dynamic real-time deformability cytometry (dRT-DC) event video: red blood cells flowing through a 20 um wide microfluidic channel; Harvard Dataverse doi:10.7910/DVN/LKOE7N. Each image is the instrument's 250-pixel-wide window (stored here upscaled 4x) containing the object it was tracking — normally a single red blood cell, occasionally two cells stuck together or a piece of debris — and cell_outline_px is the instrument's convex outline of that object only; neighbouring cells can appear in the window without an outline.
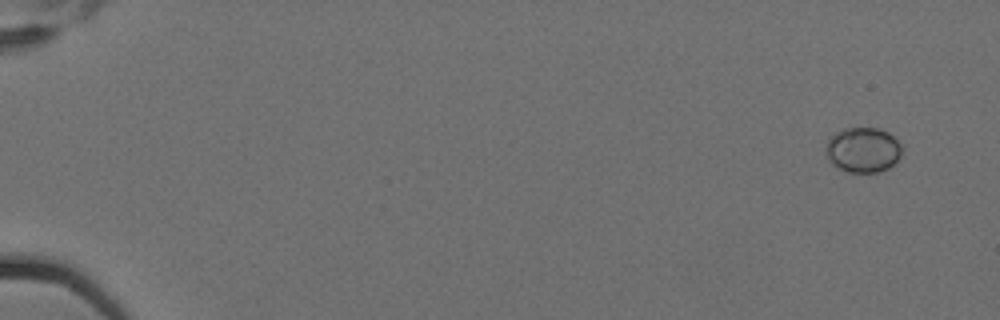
{"species": "Egyptian fruit bat (a non-hibernating species)", "species_latin": "Rousettus aegyptiacus", "temperature_condition": "cold", "stored_images_in_passage": 9, "camera_frame_rate_fps": 3000, "um_per_image_px": 0.085, "animal": {"sex": "female"}, "frame": {"image": 1, "passage_image": 1, "time_ms": 0.0, "image_size_px": [1000, 320], "cell_outline_px": [[904, 144], [900, 156], [888, 168], [880, 172], [848, 172], [832, 164], [828, 160], [824, 152], [824, 148], [828, 140], [836, 132], [844, 128], [880, 128], [888, 132]], "centroid_in_image_um": [73.36, 12.73], "position_along_channel_um": 11.6, "area_um2": 20.29}}
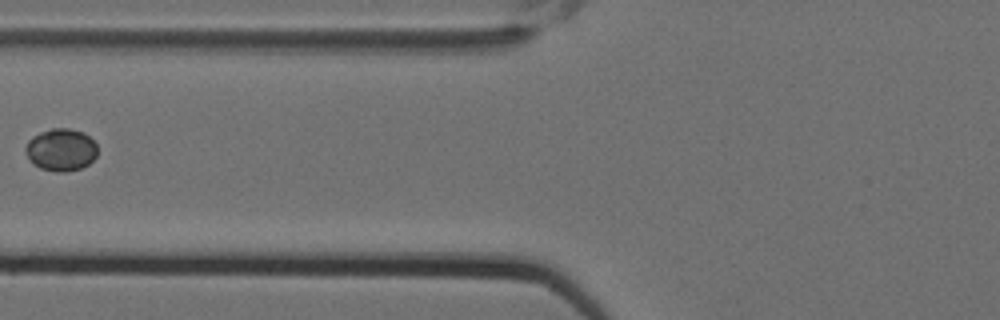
{"frame": {"image": 2, "passage_image": 7, "time_ms": 2.0, "image_size_px": [1000, 320], "cell_outline_px": [[96, 156], [88, 164], [80, 168], [64, 172], [56, 172], [40, 168], [32, 164], [28, 160], [24, 152], [24, 148], [28, 140], [32, 136], [40, 132], [52, 128], [68, 128], [84, 132], [96, 144]], "centroid_in_image_um": [5.13, 12.73], "position_along_channel_um": 120.7, "area_um2": 17.92}}
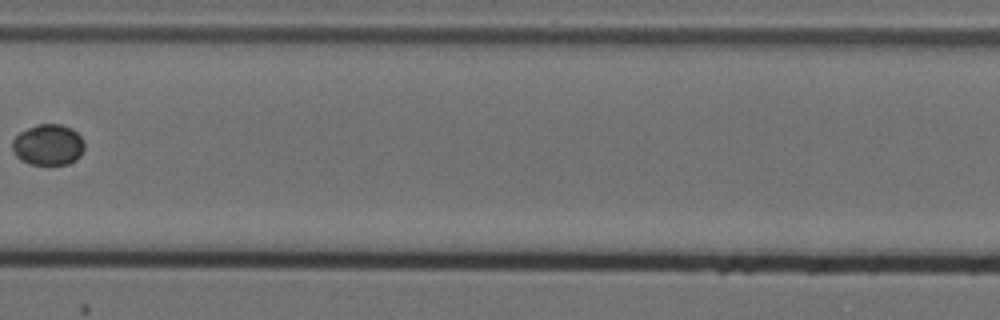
{"frame": {"image": 3, "passage_image": 9, "time_ms": 2.667, "image_size_px": [1000, 320], "cell_outline_px": [[84, 148], [80, 156], [76, 160], [68, 164], [28, 164], [20, 160], [16, 156], [12, 148], [12, 140], [20, 132], [36, 124], [60, 124], [72, 128], [84, 140]], "centroid_in_image_um": [4.09, 12.31], "position_along_channel_um": 203.3, "area_um2": 17.34}}